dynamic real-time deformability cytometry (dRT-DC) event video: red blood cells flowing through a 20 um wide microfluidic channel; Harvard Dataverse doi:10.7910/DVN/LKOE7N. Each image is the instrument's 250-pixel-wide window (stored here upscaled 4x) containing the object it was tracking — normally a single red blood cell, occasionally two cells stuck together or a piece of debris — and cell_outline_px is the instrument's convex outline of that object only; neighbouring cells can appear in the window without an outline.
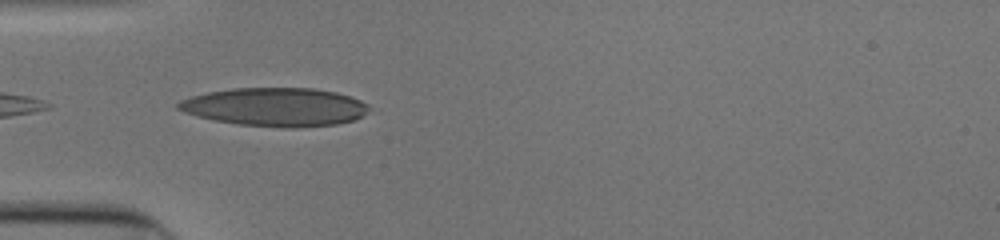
{"species": "human", "species_latin": "Homo sapiens", "temperature_condition": "cold", "stored_images_in_passage": 35, "camera_frame_rate_fps": 3000, "um_per_image_px": 0.085, "donor": {"sex": "male"}, "frame": {"image": 1, "passage_image": 1, "time_ms": 0.0, "image_size_px": [1000, 240], "cell_outline_px": [[368, 108], [356, 120], [336, 124], [292, 128], [284, 128], [240, 124], [216, 120], [196, 116], [184, 112], [176, 108], [176, 104], [180, 100], [192, 96], [208, 92], [232, 88], [312, 88], [336, 92], [360, 100], [368, 104]], "centroid_in_image_um": [23.37, 9.09], "position_along_channel_um": 61.6, "area_um2": 42.54}}
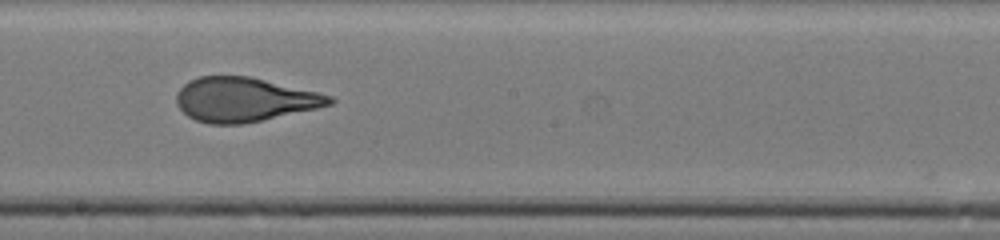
{"frame": {"image": 2, "passage_image": 14, "time_ms": 4.333, "image_size_px": [1000, 240], "cell_outline_px": [[336, 100], [332, 104], [316, 108], [244, 124], [208, 124], [196, 120], [188, 116], [176, 104], [176, 92], [188, 80], [200, 76], [248, 76], [316, 92], [332, 96]], "centroid_in_image_um": [20.72, 8.47], "position_along_channel_um": 227.5, "area_um2": 39.19}}
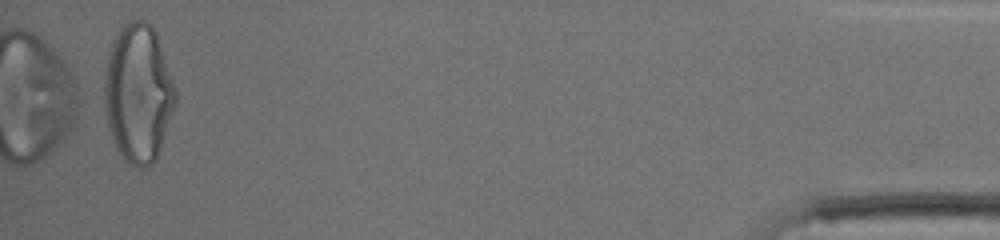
{"frame": {"image": 3, "passage_image": 35, "time_ms": 11.333, "image_size_px": [1000, 240], "cell_outline_px": [[176, 100], [156, 160], [152, 164], [144, 168], [136, 168], [124, 160], [116, 148], [112, 140], [108, 124], [104, 104], [104, 76], [108, 56], [112, 44], [120, 28], [128, 20], [144, 20], [156, 32], [176, 88]], "centroid_in_image_um": [11.74, 7.95], "position_along_channel_um": 423.5, "area_um2": 57.11}, "authors_computed_cell_mechanics": {"area_um2": 40.5178, "velocity_mm_per_s": 3.9125, "shape_relaxation_time_tau1_ms": 7.4157, "shape_relaxation_time_tau2_ms": 0.8118, "deformation_change_tau1": 0.2904, "deformation_change_tau2": 0.0804}}